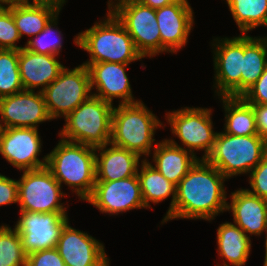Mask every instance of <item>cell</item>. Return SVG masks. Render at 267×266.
Masks as SVG:
<instances>
[{
	"label": "cell",
	"instance_id": "1",
	"mask_svg": "<svg viewBox=\"0 0 267 266\" xmlns=\"http://www.w3.org/2000/svg\"><path fill=\"white\" fill-rule=\"evenodd\" d=\"M226 179L206 159H198L176 185L174 207L162 224L178 218L214 220L227 209Z\"/></svg>",
	"mask_w": 267,
	"mask_h": 266
},
{
	"label": "cell",
	"instance_id": "2",
	"mask_svg": "<svg viewBox=\"0 0 267 266\" xmlns=\"http://www.w3.org/2000/svg\"><path fill=\"white\" fill-rule=\"evenodd\" d=\"M106 16L103 21L95 22L92 27L81 31L74 38V43L90 55V59L83 63L131 64L143 59L131 36L116 16L110 10Z\"/></svg>",
	"mask_w": 267,
	"mask_h": 266
},
{
	"label": "cell",
	"instance_id": "3",
	"mask_svg": "<svg viewBox=\"0 0 267 266\" xmlns=\"http://www.w3.org/2000/svg\"><path fill=\"white\" fill-rule=\"evenodd\" d=\"M94 147L60 139L47 154L46 167L60 183L70 187L79 199L86 201L96 183Z\"/></svg>",
	"mask_w": 267,
	"mask_h": 266
},
{
	"label": "cell",
	"instance_id": "4",
	"mask_svg": "<svg viewBox=\"0 0 267 266\" xmlns=\"http://www.w3.org/2000/svg\"><path fill=\"white\" fill-rule=\"evenodd\" d=\"M163 123L140 101L114 106L110 143L148 157L156 147L154 135ZM153 143L155 146H153Z\"/></svg>",
	"mask_w": 267,
	"mask_h": 266
},
{
	"label": "cell",
	"instance_id": "5",
	"mask_svg": "<svg viewBox=\"0 0 267 266\" xmlns=\"http://www.w3.org/2000/svg\"><path fill=\"white\" fill-rule=\"evenodd\" d=\"M114 105L91 95L65 119L60 139L94 148L110 143Z\"/></svg>",
	"mask_w": 267,
	"mask_h": 266
},
{
	"label": "cell",
	"instance_id": "6",
	"mask_svg": "<svg viewBox=\"0 0 267 266\" xmlns=\"http://www.w3.org/2000/svg\"><path fill=\"white\" fill-rule=\"evenodd\" d=\"M267 155V141L259 135L234 136L218 132L214 147L206 160L227 179L249 175Z\"/></svg>",
	"mask_w": 267,
	"mask_h": 266
},
{
	"label": "cell",
	"instance_id": "7",
	"mask_svg": "<svg viewBox=\"0 0 267 266\" xmlns=\"http://www.w3.org/2000/svg\"><path fill=\"white\" fill-rule=\"evenodd\" d=\"M211 110L202 107H184L167 112L165 118L171 127V133L182 142L181 148L190 151L194 156H196L195 150L204 151L200 159H206L210 155L218 133L213 130Z\"/></svg>",
	"mask_w": 267,
	"mask_h": 266
},
{
	"label": "cell",
	"instance_id": "8",
	"mask_svg": "<svg viewBox=\"0 0 267 266\" xmlns=\"http://www.w3.org/2000/svg\"><path fill=\"white\" fill-rule=\"evenodd\" d=\"M91 91L86 65L81 64L73 69L64 67L58 77L42 91L50 118H65L92 95Z\"/></svg>",
	"mask_w": 267,
	"mask_h": 266
},
{
	"label": "cell",
	"instance_id": "9",
	"mask_svg": "<svg viewBox=\"0 0 267 266\" xmlns=\"http://www.w3.org/2000/svg\"><path fill=\"white\" fill-rule=\"evenodd\" d=\"M121 22L143 58L161 53V36L156 9L137 0H123L109 9Z\"/></svg>",
	"mask_w": 267,
	"mask_h": 266
},
{
	"label": "cell",
	"instance_id": "10",
	"mask_svg": "<svg viewBox=\"0 0 267 266\" xmlns=\"http://www.w3.org/2000/svg\"><path fill=\"white\" fill-rule=\"evenodd\" d=\"M21 176L18 180L20 211L38 213L67 212V208L60 200L66 194L61 191L60 183L46 166L23 171Z\"/></svg>",
	"mask_w": 267,
	"mask_h": 266
},
{
	"label": "cell",
	"instance_id": "11",
	"mask_svg": "<svg viewBox=\"0 0 267 266\" xmlns=\"http://www.w3.org/2000/svg\"><path fill=\"white\" fill-rule=\"evenodd\" d=\"M215 42V43H214ZM214 88L221 96L241 97V71L244 58V34L213 39ZM216 46V47H215Z\"/></svg>",
	"mask_w": 267,
	"mask_h": 266
},
{
	"label": "cell",
	"instance_id": "12",
	"mask_svg": "<svg viewBox=\"0 0 267 266\" xmlns=\"http://www.w3.org/2000/svg\"><path fill=\"white\" fill-rule=\"evenodd\" d=\"M20 213L14 228L21 235L26 255L57 247L61 232L69 222L67 212Z\"/></svg>",
	"mask_w": 267,
	"mask_h": 266
},
{
	"label": "cell",
	"instance_id": "13",
	"mask_svg": "<svg viewBox=\"0 0 267 266\" xmlns=\"http://www.w3.org/2000/svg\"><path fill=\"white\" fill-rule=\"evenodd\" d=\"M42 141L38 129L0 128V154L19 171L45 167L47 154L39 159Z\"/></svg>",
	"mask_w": 267,
	"mask_h": 266
},
{
	"label": "cell",
	"instance_id": "14",
	"mask_svg": "<svg viewBox=\"0 0 267 266\" xmlns=\"http://www.w3.org/2000/svg\"><path fill=\"white\" fill-rule=\"evenodd\" d=\"M86 201L101 213L109 215L146 208L138 175L115 181H96L93 192Z\"/></svg>",
	"mask_w": 267,
	"mask_h": 266
},
{
	"label": "cell",
	"instance_id": "15",
	"mask_svg": "<svg viewBox=\"0 0 267 266\" xmlns=\"http://www.w3.org/2000/svg\"><path fill=\"white\" fill-rule=\"evenodd\" d=\"M0 128L26 127L52 120L41 91L23 90L0 99ZM4 123V124H3Z\"/></svg>",
	"mask_w": 267,
	"mask_h": 266
},
{
	"label": "cell",
	"instance_id": "16",
	"mask_svg": "<svg viewBox=\"0 0 267 266\" xmlns=\"http://www.w3.org/2000/svg\"><path fill=\"white\" fill-rule=\"evenodd\" d=\"M57 250L66 266H110L103 243L68 222L63 228Z\"/></svg>",
	"mask_w": 267,
	"mask_h": 266
},
{
	"label": "cell",
	"instance_id": "17",
	"mask_svg": "<svg viewBox=\"0 0 267 266\" xmlns=\"http://www.w3.org/2000/svg\"><path fill=\"white\" fill-rule=\"evenodd\" d=\"M86 65L90 74L91 90L96 93L92 95L111 103L118 98L119 104H133L141 100H135L132 88L126 73L129 64L116 62L82 63Z\"/></svg>",
	"mask_w": 267,
	"mask_h": 266
},
{
	"label": "cell",
	"instance_id": "18",
	"mask_svg": "<svg viewBox=\"0 0 267 266\" xmlns=\"http://www.w3.org/2000/svg\"><path fill=\"white\" fill-rule=\"evenodd\" d=\"M190 5L173 2L156 9V20L161 36V53H177L188 42L193 29L194 14Z\"/></svg>",
	"mask_w": 267,
	"mask_h": 266
},
{
	"label": "cell",
	"instance_id": "19",
	"mask_svg": "<svg viewBox=\"0 0 267 266\" xmlns=\"http://www.w3.org/2000/svg\"><path fill=\"white\" fill-rule=\"evenodd\" d=\"M226 211L233 214L234 224L250 235L260 236L267 230V200L238 189L230 194Z\"/></svg>",
	"mask_w": 267,
	"mask_h": 266
},
{
	"label": "cell",
	"instance_id": "20",
	"mask_svg": "<svg viewBox=\"0 0 267 266\" xmlns=\"http://www.w3.org/2000/svg\"><path fill=\"white\" fill-rule=\"evenodd\" d=\"M18 65L24 90L35 91L38 88L41 92L65 67L57 56L33 53L25 47L18 51Z\"/></svg>",
	"mask_w": 267,
	"mask_h": 266
},
{
	"label": "cell",
	"instance_id": "21",
	"mask_svg": "<svg viewBox=\"0 0 267 266\" xmlns=\"http://www.w3.org/2000/svg\"><path fill=\"white\" fill-rule=\"evenodd\" d=\"M95 151L96 181H115L135 176L140 166L139 161H143L135 152L111 143L97 147Z\"/></svg>",
	"mask_w": 267,
	"mask_h": 266
},
{
	"label": "cell",
	"instance_id": "22",
	"mask_svg": "<svg viewBox=\"0 0 267 266\" xmlns=\"http://www.w3.org/2000/svg\"><path fill=\"white\" fill-rule=\"evenodd\" d=\"M66 0H32V2L12 5V15L22 38L37 36L48 22L60 11Z\"/></svg>",
	"mask_w": 267,
	"mask_h": 266
},
{
	"label": "cell",
	"instance_id": "23",
	"mask_svg": "<svg viewBox=\"0 0 267 266\" xmlns=\"http://www.w3.org/2000/svg\"><path fill=\"white\" fill-rule=\"evenodd\" d=\"M154 167L170 182L177 185L200 158L178 145L173 139L156 142L153 149Z\"/></svg>",
	"mask_w": 267,
	"mask_h": 266
},
{
	"label": "cell",
	"instance_id": "24",
	"mask_svg": "<svg viewBox=\"0 0 267 266\" xmlns=\"http://www.w3.org/2000/svg\"><path fill=\"white\" fill-rule=\"evenodd\" d=\"M217 251L232 266H244L251 252V240L232 222H224L217 228Z\"/></svg>",
	"mask_w": 267,
	"mask_h": 266
},
{
	"label": "cell",
	"instance_id": "25",
	"mask_svg": "<svg viewBox=\"0 0 267 266\" xmlns=\"http://www.w3.org/2000/svg\"><path fill=\"white\" fill-rule=\"evenodd\" d=\"M141 170L137 171L140 181L142 199L146 208H150V202L158 204L172 196L167 216L174 207L176 198V185L167 180L147 159L141 161Z\"/></svg>",
	"mask_w": 267,
	"mask_h": 266
},
{
	"label": "cell",
	"instance_id": "26",
	"mask_svg": "<svg viewBox=\"0 0 267 266\" xmlns=\"http://www.w3.org/2000/svg\"><path fill=\"white\" fill-rule=\"evenodd\" d=\"M225 111L224 133L234 136L258 135L253 107L242 97L221 96Z\"/></svg>",
	"mask_w": 267,
	"mask_h": 266
},
{
	"label": "cell",
	"instance_id": "27",
	"mask_svg": "<svg viewBox=\"0 0 267 266\" xmlns=\"http://www.w3.org/2000/svg\"><path fill=\"white\" fill-rule=\"evenodd\" d=\"M267 66V43L260 36L244 34L241 96L259 79Z\"/></svg>",
	"mask_w": 267,
	"mask_h": 266
},
{
	"label": "cell",
	"instance_id": "28",
	"mask_svg": "<svg viewBox=\"0 0 267 266\" xmlns=\"http://www.w3.org/2000/svg\"><path fill=\"white\" fill-rule=\"evenodd\" d=\"M229 11L242 34L267 21V0H226Z\"/></svg>",
	"mask_w": 267,
	"mask_h": 266
},
{
	"label": "cell",
	"instance_id": "29",
	"mask_svg": "<svg viewBox=\"0 0 267 266\" xmlns=\"http://www.w3.org/2000/svg\"><path fill=\"white\" fill-rule=\"evenodd\" d=\"M23 90L18 51L0 49V99Z\"/></svg>",
	"mask_w": 267,
	"mask_h": 266
},
{
	"label": "cell",
	"instance_id": "30",
	"mask_svg": "<svg viewBox=\"0 0 267 266\" xmlns=\"http://www.w3.org/2000/svg\"><path fill=\"white\" fill-rule=\"evenodd\" d=\"M21 235L9 225L0 226V266H26Z\"/></svg>",
	"mask_w": 267,
	"mask_h": 266
},
{
	"label": "cell",
	"instance_id": "31",
	"mask_svg": "<svg viewBox=\"0 0 267 266\" xmlns=\"http://www.w3.org/2000/svg\"><path fill=\"white\" fill-rule=\"evenodd\" d=\"M58 14H56L37 36L30 38L25 48L33 53L58 56L62 48V34L59 31Z\"/></svg>",
	"mask_w": 267,
	"mask_h": 266
},
{
	"label": "cell",
	"instance_id": "32",
	"mask_svg": "<svg viewBox=\"0 0 267 266\" xmlns=\"http://www.w3.org/2000/svg\"><path fill=\"white\" fill-rule=\"evenodd\" d=\"M20 39L12 15V5L0 6V49L19 51L25 47V45L23 47L16 45Z\"/></svg>",
	"mask_w": 267,
	"mask_h": 266
},
{
	"label": "cell",
	"instance_id": "33",
	"mask_svg": "<svg viewBox=\"0 0 267 266\" xmlns=\"http://www.w3.org/2000/svg\"><path fill=\"white\" fill-rule=\"evenodd\" d=\"M250 189H246L253 195L267 200V155L249 173Z\"/></svg>",
	"mask_w": 267,
	"mask_h": 266
},
{
	"label": "cell",
	"instance_id": "34",
	"mask_svg": "<svg viewBox=\"0 0 267 266\" xmlns=\"http://www.w3.org/2000/svg\"><path fill=\"white\" fill-rule=\"evenodd\" d=\"M26 266H66L57 248L32 252L27 255Z\"/></svg>",
	"mask_w": 267,
	"mask_h": 266
},
{
	"label": "cell",
	"instance_id": "35",
	"mask_svg": "<svg viewBox=\"0 0 267 266\" xmlns=\"http://www.w3.org/2000/svg\"><path fill=\"white\" fill-rule=\"evenodd\" d=\"M241 97L249 104L267 105V66L259 79Z\"/></svg>",
	"mask_w": 267,
	"mask_h": 266
},
{
	"label": "cell",
	"instance_id": "36",
	"mask_svg": "<svg viewBox=\"0 0 267 266\" xmlns=\"http://www.w3.org/2000/svg\"><path fill=\"white\" fill-rule=\"evenodd\" d=\"M18 203V180L0 174V206Z\"/></svg>",
	"mask_w": 267,
	"mask_h": 266
},
{
	"label": "cell",
	"instance_id": "37",
	"mask_svg": "<svg viewBox=\"0 0 267 266\" xmlns=\"http://www.w3.org/2000/svg\"><path fill=\"white\" fill-rule=\"evenodd\" d=\"M255 113L258 135L267 141V105L251 104Z\"/></svg>",
	"mask_w": 267,
	"mask_h": 266
},
{
	"label": "cell",
	"instance_id": "38",
	"mask_svg": "<svg viewBox=\"0 0 267 266\" xmlns=\"http://www.w3.org/2000/svg\"><path fill=\"white\" fill-rule=\"evenodd\" d=\"M137 1L153 9H158L164 6H168L174 2L173 0H137Z\"/></svg>",
	"mask_w": 267,
	"mask_h": 266
},
{
	"label": "cell",
	"instance_id": "39",
	"mask_svg": "<svg viewBox=\"0 0 267 266\" xmlns=\"http://www.w3.org/2000/svg\"><path fill=\"white\" fill-rule=\"evenodd\" d=\"M29 0H0V6H9L13 4H23L28 3Z\"/></svg>",
	"mask_w": 267,
	"mask_h": 266
},
{
	"label": "cell",
	"instance_id": "40",
	"mask_svg": "<svg viewBox=\"0 0 267 266\" xmlns=\"http://www.w3.org/2000/svg\"><path fill=\"white\" fill-rule=\"evenodd\" d=\"M265 259H264V265L265 266L267 264V230H266V236H265Z\"/></svg>",
	"mask_w": 267,
	"mask_h": 266
},
{
	"label": "cell",
	"instance_id": "41",
	"mask_svg": "<svg viewBox=\"0 0 267 266\" xmlns=\"http://www.w3.org/2000/svg\"><path fill=\"white\" fill-rule=\"evenodd\" d=\"M114 1L113 0H108V2H107L108 3V9H110L113 5L119 3V2H121L123 0H114Z\"/></svg>",
	"mask_w": 267,
	"mask_h": 266
},
{
	"label": "cell",
	"instance_id": "42",
	"mask_svg": "<svg viewBox=\"0 0 267 266\" xmlns=\"http://www.w3.org/2000/svg\"><path fill=\"white\" fill-rule=\"evenodd\" d=\"M174 2H181V3H184L186 5H189V2L188 0H173Z\"/></svg>",
	"mask_w": 267,
	"mask_h": 266
},
{
	"label": "cell",
	"instance_id": "43",
	"mask_svg": "<svg viewBox=\"0 0 267 266\" xmlns=\"http://www.w3.org/2000/svg\"><path fill=\"white\" fill-rule=\"evenodd\" d=\"M264 26L267 27V21H266V24ZM260 38L267 43V36H265L264 38H262V37H260Z\"/></svg>",
	"mask_w": 267,
	"mask_h": 266
}]
</instances>
